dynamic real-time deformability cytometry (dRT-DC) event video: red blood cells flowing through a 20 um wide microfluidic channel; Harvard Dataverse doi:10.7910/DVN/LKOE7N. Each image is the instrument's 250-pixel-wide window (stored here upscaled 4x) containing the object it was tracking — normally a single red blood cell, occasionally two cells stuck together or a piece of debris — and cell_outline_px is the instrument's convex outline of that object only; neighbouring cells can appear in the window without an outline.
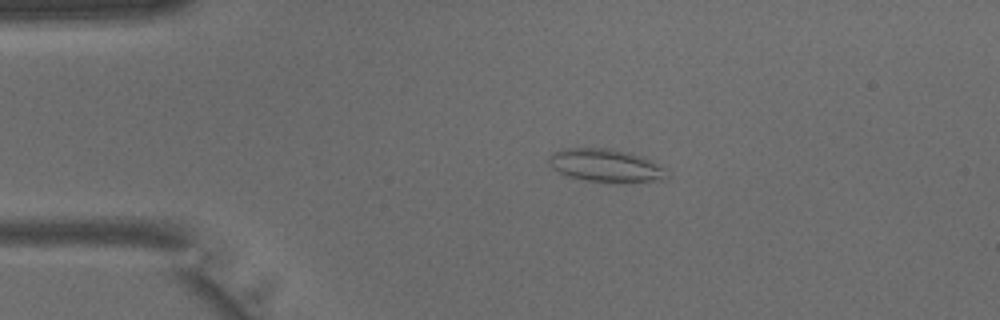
{"species": "common noctule bat (a hibernating species)", "species_latin": "Nyctalus noctula", "temperature_condition": "warm", "stored_images_in_passage": 42, "camera_frame_rate_fps": 3000, "um_per_image_px": 0.085, "animal": {"sex": "male", "body_mass_g": 15.6}, "frame": {"image": 1, "passage_image": 9, "time_ms": 2.667, "image_size_px": [1000, 320], "cell_outline_px": [[668, 176], [664, 180], [584, 180], [568, 176], [552, 168], [548, 164], [548, 156], [552, 152], [564, 148], [608, 148], [640, 156], [664, 168]], "centroid_in_image_um": [51.37, 14.03], "position_along_channel_um": 33.6, "area_um2": 21.73}}
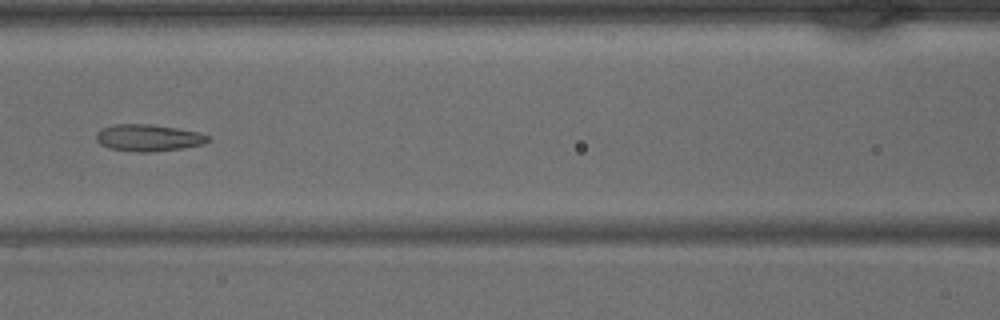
{"frame": {"image": 2, "passage_image": 19, "time_ms": 6.0, "image_size_px": [1000, 320], "cell_outline_px": [[212, 140], [204, 144], [180, 148], [152, 152], [136, 152], [112, 148], [100, 144], [96, 140], [96, 132], [100, 128], [116, 124], [152, 124], [200, 132], [208, 136]], "centroid_in_image_um": [12.61, 11.7], "position_along_channel_um": 154.0, "area_um2": 17.51}}
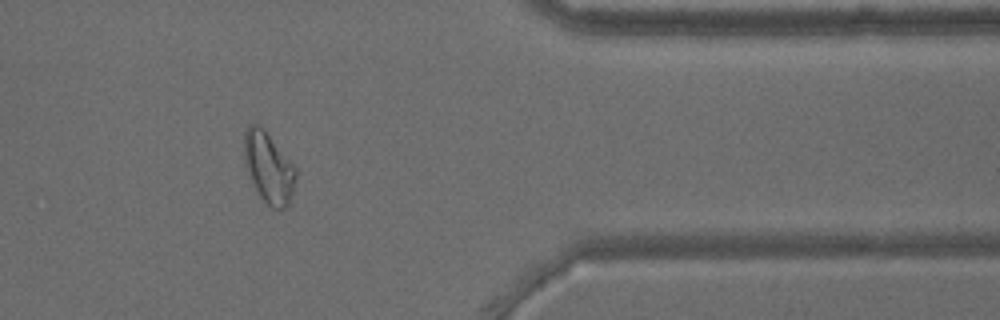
{"frame": {"image": 3, "passage_image": 35, "time_ms": 11.333, "image_size_px": [1000, 320], "cell_outline_px": [[296, 180], [288, 208], [272, 208], [260, 196], [244, 164], [244, 132], [248, 124], [260, 124], [296, 168]], "centroid_in_image_um": [22.83, 14.23], "position_along_channel_um": 388.6, "area_um2": 21.15}}